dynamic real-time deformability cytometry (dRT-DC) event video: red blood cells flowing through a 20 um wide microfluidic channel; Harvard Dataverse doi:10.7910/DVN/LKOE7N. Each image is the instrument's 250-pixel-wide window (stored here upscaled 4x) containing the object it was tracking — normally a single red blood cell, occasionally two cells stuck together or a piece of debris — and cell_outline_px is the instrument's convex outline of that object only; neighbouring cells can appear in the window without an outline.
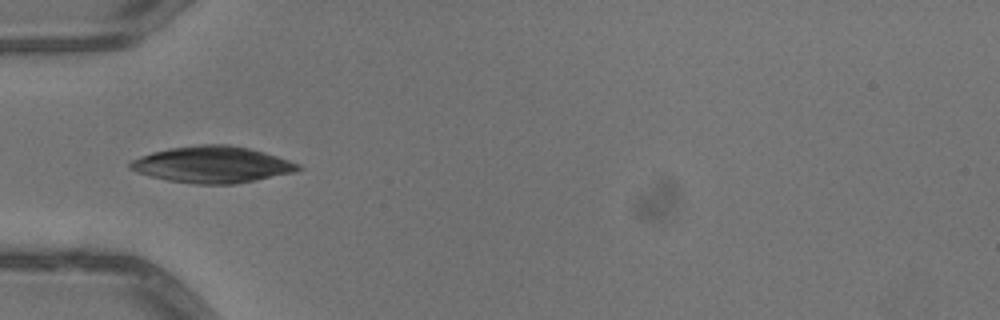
{"species": "common noctule bat (a hibernating species)", "species_latin": "Nyctalus noctula", "temperature_condition": "warm", "stored_images_in_passage": 5, "camera_frame_rate_fps": 3000, "um_per_image_px": 0.085, "animal": {"sex": "male", "body_mass_g": 13.3}, "frame": {"image": 1, "passage_image": 5, "time_ms": 1.333, "image_size_px": [1000, 320], "cell_outline_px": [[304, 168], [296, 172], [236, 184], [196, 184], [168, 180], [136, 172], [128, 168], [128, 164], [132, 160], [140, 156], [152, 152], [168, 148], [200, 144], [228, 144], [248, 148], [264, 152], [300, 164]], "centroid_in_image_um": [18.05, 13.99], "position_along_channel_um": 66.9, "area_um2": 35.78}}